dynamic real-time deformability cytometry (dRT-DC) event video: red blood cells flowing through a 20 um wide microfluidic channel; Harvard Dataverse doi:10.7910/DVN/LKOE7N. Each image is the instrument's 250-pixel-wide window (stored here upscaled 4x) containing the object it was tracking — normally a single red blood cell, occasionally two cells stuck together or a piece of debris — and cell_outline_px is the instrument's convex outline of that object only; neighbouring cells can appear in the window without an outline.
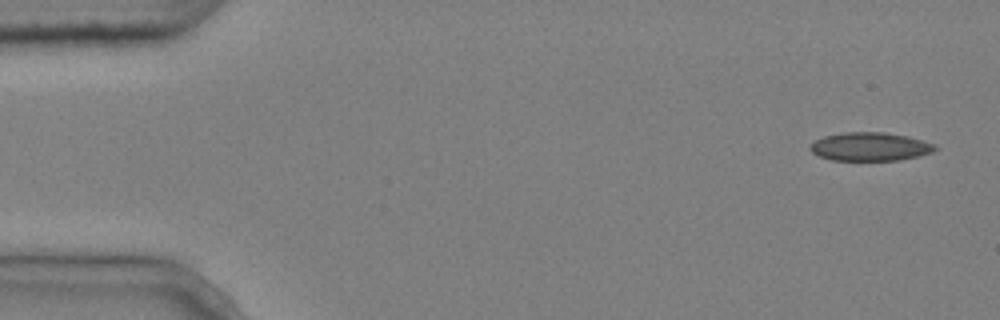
{"species": "common noctule bat (a hibernating species)", "species_latin": "Nyctalus noctula", "temperature_condition": "cold", "stored_images_in_passage": 4, "camera_frame_rate_fps": 3000, "um_per_image_px": 0.085, "animal": {"sex": "male", "body_mass_g": 20.4}, "frame": {"image": 1, "passage_image": 1, "time_ms": 0.0, "image_size_px": [1000, 320], "cell_outline_px": [[940, 148], [932, 152], [916, 156], [896, 160], [832, 160], [820, 156], [812, 152], [812, 144], [816, 140], [824, 136], [844, 132], [884, 132], [908, 136], [936, 144]], "centroid_in_image_um": [74.01, 12.45], "position_along_channel_um": 11.0, "area_um2": 20.52}}
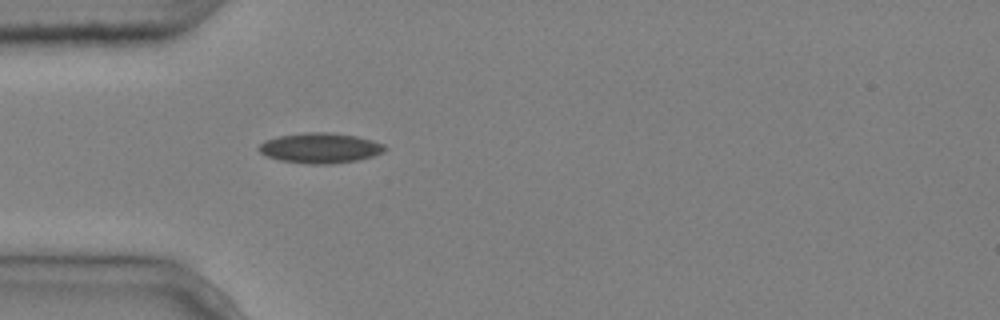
{"frame": {"image": 2, "passage_image": 4, "time_ms": 1.0, "image_size_px": [1000, 320], "cell_outline_px": [[388, 148], [384, 152], [372, 156], [356, 160], [332, 164], [308, 164], [280, 160], [264, 156], [256, 148], [264, 140], [280, 136], [308, 132], [328, 132], [356, 136], [372, 140], [384, 144]], "centroid_in_image_um": [27.2, 12.58], "position_along_channel_um": 57.8, "area_um2": 22.25}}